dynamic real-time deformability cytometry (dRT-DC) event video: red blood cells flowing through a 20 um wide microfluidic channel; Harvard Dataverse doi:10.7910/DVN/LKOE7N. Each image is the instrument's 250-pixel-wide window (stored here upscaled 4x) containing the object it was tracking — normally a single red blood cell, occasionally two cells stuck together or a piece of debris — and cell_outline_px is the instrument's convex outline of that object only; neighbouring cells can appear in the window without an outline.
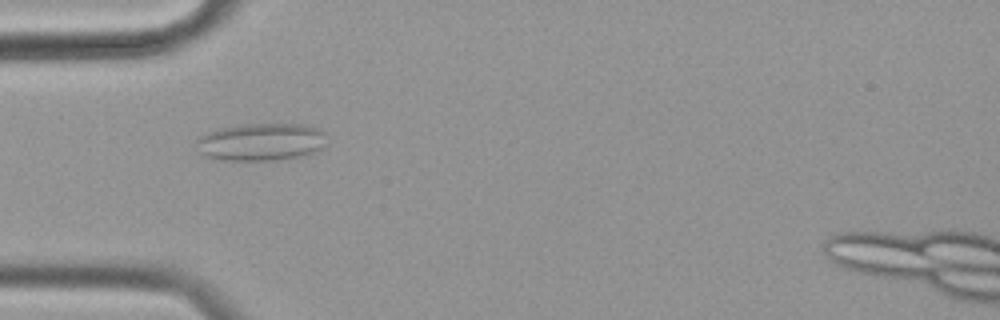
{"species": "common noctule bat (a hibernating species)", "species_latin": "Nyctalus noctula", "temperature_condition": "cold", "stored_images_in_passage": 57, "camera_frame_rate_fps": 3000, "um_per_image_px": 0.085, "animal": {"sex": "female", "body_mass_g": 19.9}, "frame": {"image": 1, "passage_image": 17, "time_ms": 5.333, "image_size_px": [1000, 320], "cell_outline_px": [[328, 144], [312, 152], [296, 156], [272, 160], [220, 160], [204, 156], [200, 152], [196, 140], [200, 136], [208, 132], [220, 128], [244, 124], [304, 124], [316, 128], [324, 132]], "centroid_in_image_um": [22.18, 12.05], "position_along_channel_um": 62.8, "area_um2": 28.32}}
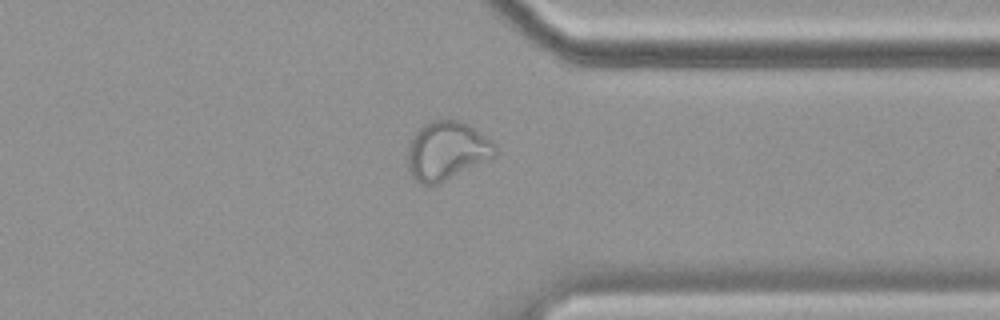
{"frame": {"image": 2, "passage_image": 44, "time_ms": 14.333, "image_size_px": [1000, 320], "cell_outline_px": [[496, 156], [440, 184], [420, 184], [408, 172], [408, 144], [412, 136], [424, 124], [436, 120], [460, 120], [468, 124], [492, 140], [496, 144]], "centroid_in_image_um": [37.98, 12.83], "position_along_channel_um": 373.4, "area_um2": 30.06}}
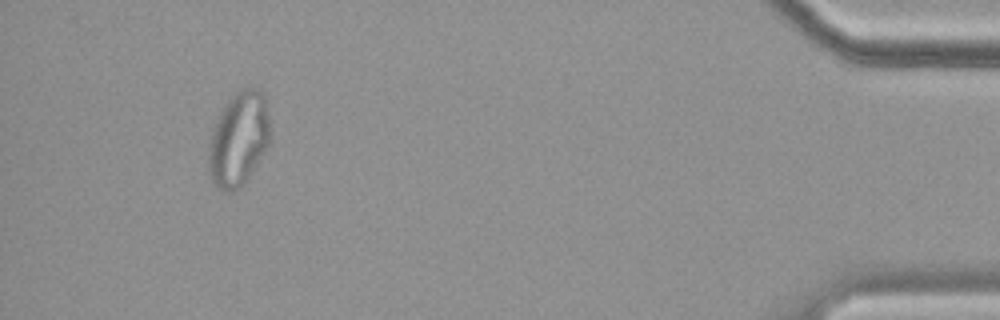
{"frame": {"image": 3, "passage_image": 53, "time_ms": 17.333, "image_size_px": [1000, 320], "cell_outline_px": [[268, 144], [248, 176], [236, 188], [228, 192], [224, 192], [212, 180], [208, 168], [208, 148], [212, 132], [220, 112], [228, 100], [240, 88], [260, 88], [264, 92], [268, 116]], "centroid_in_image_um": [20.26, 11.76], "position_along_channel_um": 414.9, "area_um2": 32.89}}